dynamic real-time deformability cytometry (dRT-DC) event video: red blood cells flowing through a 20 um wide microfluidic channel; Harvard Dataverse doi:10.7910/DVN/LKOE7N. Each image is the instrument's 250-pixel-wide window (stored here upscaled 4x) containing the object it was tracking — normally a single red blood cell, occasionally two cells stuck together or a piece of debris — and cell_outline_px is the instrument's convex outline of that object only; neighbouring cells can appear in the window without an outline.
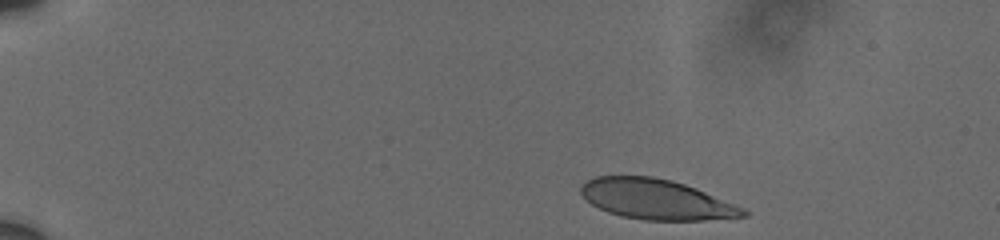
{"species": "human", "species_latin": "Homo sapiens", "temperature_condition": "cold", "stored_images_in_passage": 4, "camera_frame_rate_fps": 3000, "um_per_image_px": 0.085, "donor": {"sex": "male"}, "frame": {"image": 1, "passage_image": 1, "time_ms": 0.0, "image_size_px": [1000, 240], "cell_outline_px": [[748, 216], [704, 220], [644, 220], [620, 216], [608, 212], [592, 204], [580, 192], [580, 184], [596, 176], [652, 176], [672, 180], [696, 188], [744, 208], [748, 212]], "centroid_in_image_um": [55.78, 16.94], "position_along_channel_um": 29.2, "area_um2": 37.86}}